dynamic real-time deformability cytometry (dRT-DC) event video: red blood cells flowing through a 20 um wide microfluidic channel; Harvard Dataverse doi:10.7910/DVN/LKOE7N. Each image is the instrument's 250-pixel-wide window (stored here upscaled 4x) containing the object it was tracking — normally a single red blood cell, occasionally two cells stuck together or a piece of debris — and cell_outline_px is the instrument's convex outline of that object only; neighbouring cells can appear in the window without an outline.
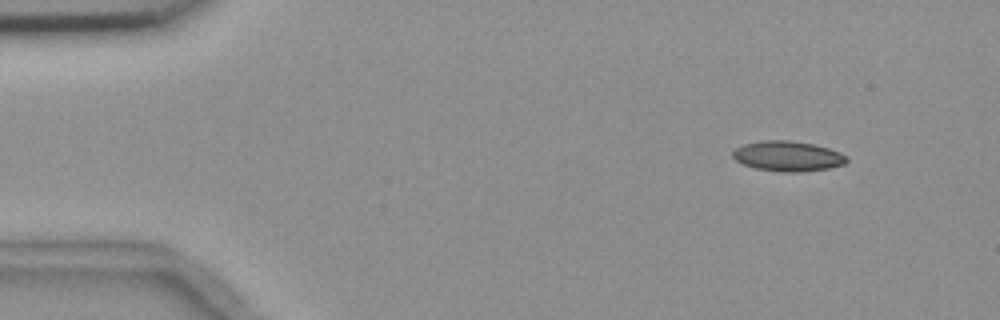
{"species": "common noctule bat (a hibernating species)", "species_latin": "Nyctalus noctula", "temperature_condition": "room temperature", "stored_images_in_passage": 3, "camera_frame_rate_fps": 3000, "um_per_image_px": 0.085, "animal": {"sex": "female", "body_mass_g": 18.4}, "frame": {"image": 1, "passage_image": 2, "time_ms": 1.333, "image_size_px": [1000, 320], "cell_outline_px": [[848, 160], [844, 164], [828, 168], [804, 172], [780, 172], [756, 168], [744, 164], [736, 160], [732, 156], [732, 152], [736, 148], [744, 144], [764, 140], [788, 140], [812, 144], [828, 148], [840, 152], [848, 156]], "centroid_in_image_um": [66.98, 13.28], "position_along_channel_um": 18.0, "area_um2": 20.0}}